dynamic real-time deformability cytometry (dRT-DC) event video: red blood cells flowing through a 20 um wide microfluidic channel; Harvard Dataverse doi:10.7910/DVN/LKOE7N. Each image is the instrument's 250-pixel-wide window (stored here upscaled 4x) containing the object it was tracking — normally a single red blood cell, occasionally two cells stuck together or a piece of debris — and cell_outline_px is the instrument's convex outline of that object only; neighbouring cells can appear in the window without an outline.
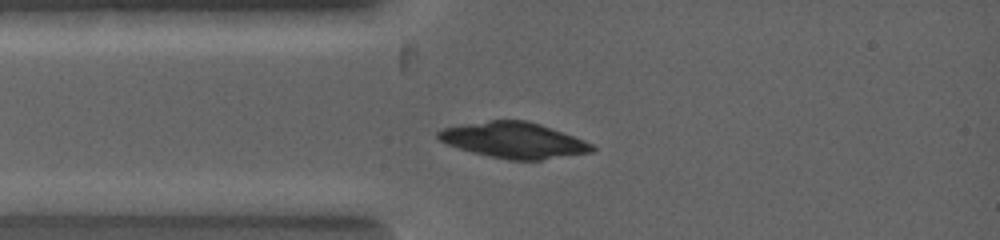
{"species": "common noctule bat (a hibernating species)", "species_latin": "Nyctalus noctula", "temperature_condition": "warm", "stored_images_in_passage": 2, "camera_frame_rate_fps": 5000, "um_per_image_px": 0.085, "animal": {"sex": "female", "body_mass_g": 19.0, "forearm_length_mm": 53.3}, "frame": {"image": 1, "passage_image": 2, "time_ms": 0.8, "image_size_px": [1000, 240], "cell_outline_px": [[596, 148], [592, 152], [540, 160], [508, 160], [472, 152], [448, 144], [440, 140], [436, 136], [436, 132], [440, 128], [488, 120], [528, 120], [540, 124], [584, 140], [592, 144]], "centroid_in_image_um": [43.66, 11.91], "position_along_channel_um": 41.3, "area_um2": 31.96}}